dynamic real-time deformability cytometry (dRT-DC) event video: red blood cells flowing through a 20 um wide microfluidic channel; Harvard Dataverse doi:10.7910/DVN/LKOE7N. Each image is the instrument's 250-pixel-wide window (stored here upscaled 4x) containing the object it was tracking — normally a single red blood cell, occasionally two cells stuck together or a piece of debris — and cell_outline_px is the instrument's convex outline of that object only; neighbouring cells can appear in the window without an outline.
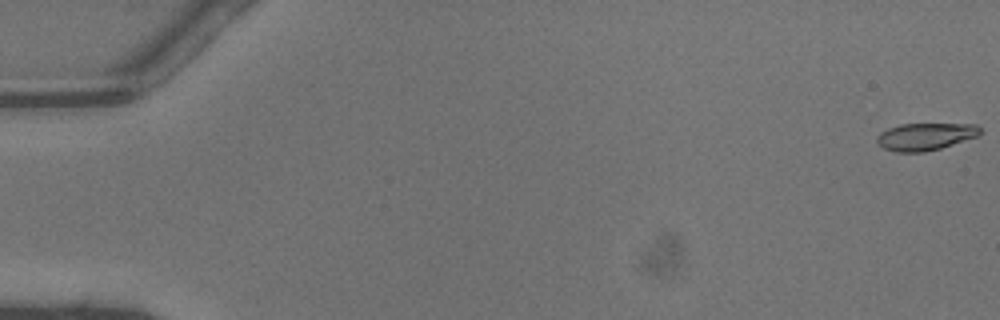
{"species": "common noctule bat (a hibernating species)", "species_latin": "Nyctalus noctula", "temperature_condition": "warm", "stored_images_in_passage": 24, "camera_frame_rate_fps": 3000, "um_per_image_px": 0.085, "animal": {"sex": "male", "body_mass_g": 13.3}, "frame": {"image": 1, "passage_image": 1, "time_ms": 0.0, "image_size_px": [1000, 320], "cell_outline_px": [[980, 132], [976, 136], [940, 148], [924, 152], [896, 152], [884, 148], [876, 140], [876, 136], [880, 132], [888, 128], [900, 124], [976, 124], [980, 128]], "centroid_in_image_um": [78.61, 11.6], "position_along_channel_um": 6.4, "area_um2": 16.18}}
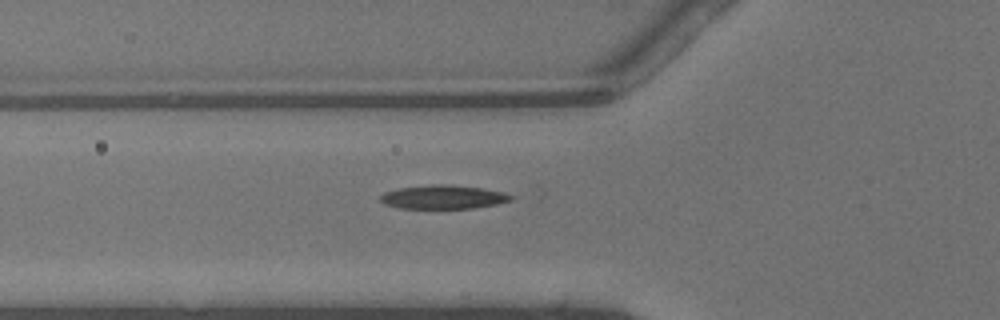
{"frame": {"image": 2, "passage_image": 18, "time_ms": 5.667, "image_size_px": [1000, 320], "cell_outline_px": [[516, 196], [512, 200], [496, 204], [476, 208], [400, 208], [384, 204], [380, 200], [380, 196], [384, 192], [400, 188], [432, 184], [448, 184], [480, 188], [504, 192]], "centroid_in_image_um": [37.7, 16.74], "position_along_channel_um": 88.1, "area_um2": 18.09}}
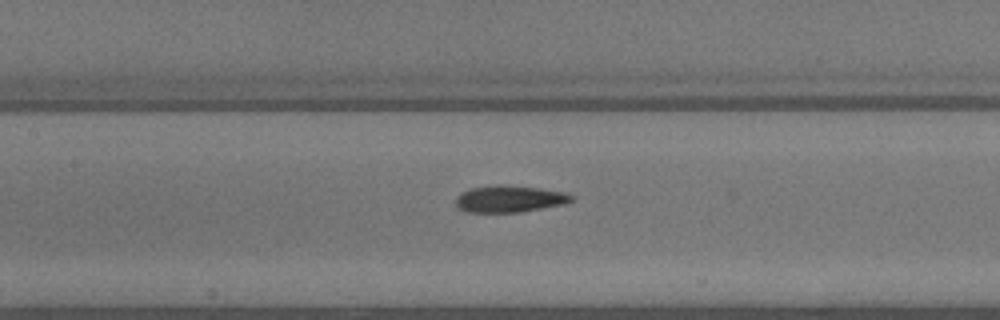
{"frame": {"image": 3, "passage_image": 23, "time_ms": 7.333, "image_size_px": [1000, 320], "cell_outline_px": [[576, 200], [564, 204], [520, 212], [464, 212], [456, 208], [456, 196], [460, 192], [472, 188], [496, 184], [500, 184], [540, 188], [568, 192]], "centroid_in_image_um": [43.3, 16.9], "position_along_channel_um": 164.1, "area_um2": 18.38}}